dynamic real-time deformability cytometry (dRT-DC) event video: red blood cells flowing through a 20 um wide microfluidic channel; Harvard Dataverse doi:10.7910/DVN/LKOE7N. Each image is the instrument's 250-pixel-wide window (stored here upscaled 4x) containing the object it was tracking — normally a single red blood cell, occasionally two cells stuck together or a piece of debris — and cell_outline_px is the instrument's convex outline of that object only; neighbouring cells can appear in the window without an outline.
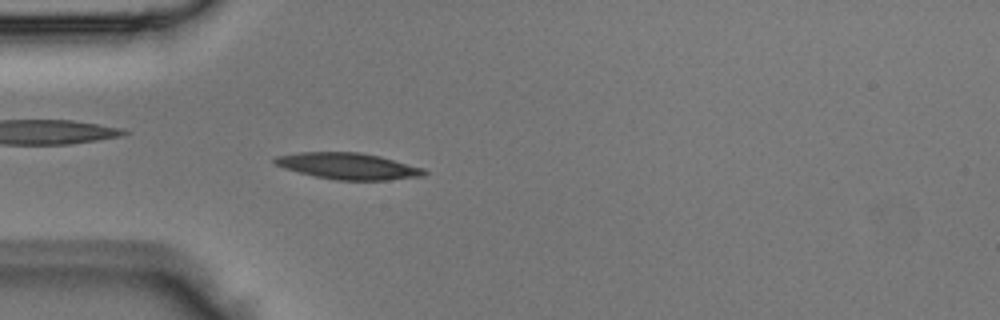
{"species": "Egyptian fruit bat (a non-hibernating species)", "species_latin": "Rousettus aegyptiacus", "temperature_condition": "room temperature", "stored_images_in_passage": 3, "camera_frame_rate_fps": 3000, "um_per_image_px": 0.085, "animal": {"sex": "male"}, "frame": {"image": 1, "passage_image": 3, "time_ms": 0.667, "image_size_px": [1000, 320], "cell_outline_px": [[428, 172], [424, 176], [388, 180], [336, 180], [316, 176], [284, 168], [272, 164], [272, 160], [276, 156], [296, 152], [360, 152], [380, 156], [424, 168]], "centroid_in_image_um": [29.58, 14.11], "position_along_channel_um": 55.4, "area_um2": 23.06}}